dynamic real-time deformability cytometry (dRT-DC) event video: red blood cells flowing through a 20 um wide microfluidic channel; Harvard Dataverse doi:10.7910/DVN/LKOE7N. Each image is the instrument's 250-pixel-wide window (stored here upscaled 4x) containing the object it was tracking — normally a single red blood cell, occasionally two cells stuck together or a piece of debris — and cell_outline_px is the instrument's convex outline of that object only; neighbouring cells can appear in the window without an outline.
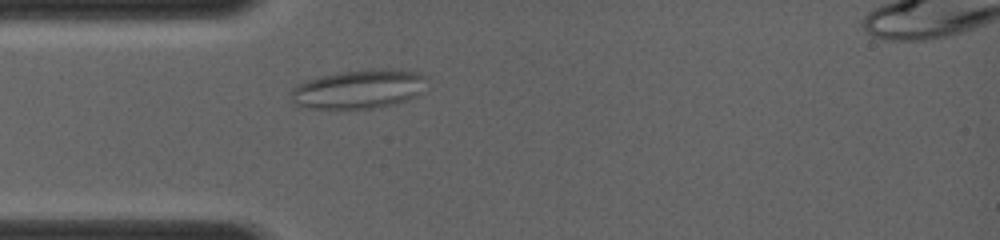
{"species": "common noctule bat (a hibernating species)", "species_latin": "Nyctalus noctula", "temperature_condition": "room temperature", "stored_images_in_passage": 36, "camera_frame_rate_fps": 4000, "um_per_image_px": 0.085, "animal": {"sex": "female", "body_mass_g": 19.0, "forearm_length_mm": 56.7}, "frame": {"image": 1, "passage_image": 2, "time_ms": 0.5, "image_size_px": [1000, 240], "cell_outline_px": [[424, 92], [416, 96], [396, 104], [376, 108], [296, 108], [288, 100], [288, 92], [296, 84], [320, 76], [340, 72], [368, 68], [392, 68], [420, 72], [424, 76]], "centroid_in_image_um": [30.43, 7.57], "position_along_channel_um": 54.6, "area_um2": 31.73}}
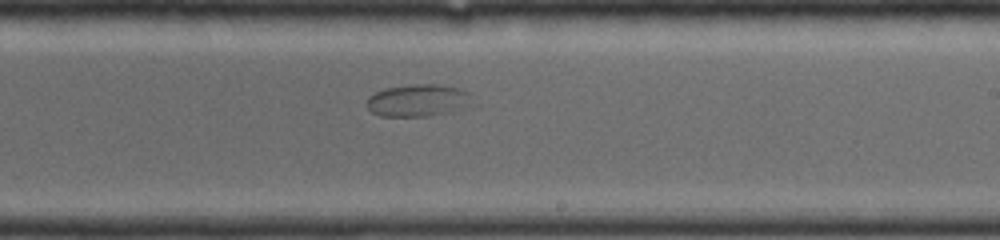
{"frame": {"image": 2, "passage_image": 21, "time_ms": 5.0, "image_size_px": [1000, 240], "cell_outline_px": [[480, 104], [460, 112], [428, 116], [380, 116], [372, 112], [368, 108], [368, 96], [384, 88], [412, 84], [436, 84], [460, 88], [468, 92]], "centroid_in_image_um": [35.72, 8.55], "position_along_channel_um": 253.3, "area_um2": 20.75}}
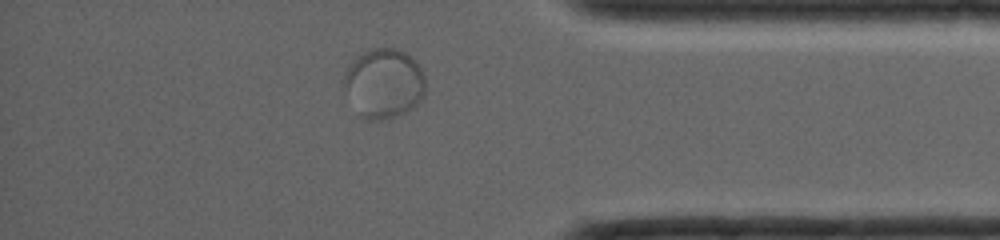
{"frame": {"image": 3, "passage_image": 31, "time_ms": 8.5, "image_size_px": [1000, 240], "cell_outline_px": [[424, 96], [412, 108], [388, 120], [364, 120], [360, 116], [344, 92], [344, 72], [352, 60], [356, 56], [372, 48], [396, 48], [404, 52], [416, 60], [424, 76]], "centroid_in_image_um": [32.6, 7.09], "position_along_channel_um": 402.6, "area_um2": 33.35}}